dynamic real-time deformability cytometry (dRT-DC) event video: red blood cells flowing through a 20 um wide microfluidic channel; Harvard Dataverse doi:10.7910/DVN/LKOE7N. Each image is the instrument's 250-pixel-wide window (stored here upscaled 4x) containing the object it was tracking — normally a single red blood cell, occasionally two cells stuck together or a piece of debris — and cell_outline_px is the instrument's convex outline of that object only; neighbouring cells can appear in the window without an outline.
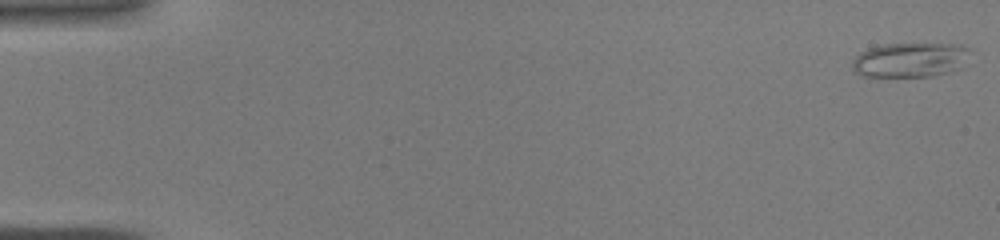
{"species": "common noctule bat (a hibernating species)", "species_latin": "Nyctalus noctula", "temperature_condition": "warm", "stored_images_in_passage": 44, "camera_frame_rate_fps": 3000, "um_per_image_px": 0.085, "animal": {"sex": "male", "body_mass_g": 19.0, "forearm_length_mm": 50.8}, "frame": {"image": 1, "passage_image": 1, "time_ms": 0.0, "image_size_px": [1000, 240], "cell_outline_px": [[972, 64], [952, 72], [932, 76], [860, 76], [852, 68], [852, 60], [860, 52], [868, 48], [884, 44], [960, 44], [968, 48]], "centroid_in_image_um": [77.46, 5.1], "position_along_channel_um": 7.5, "area_um2": 24.33}}
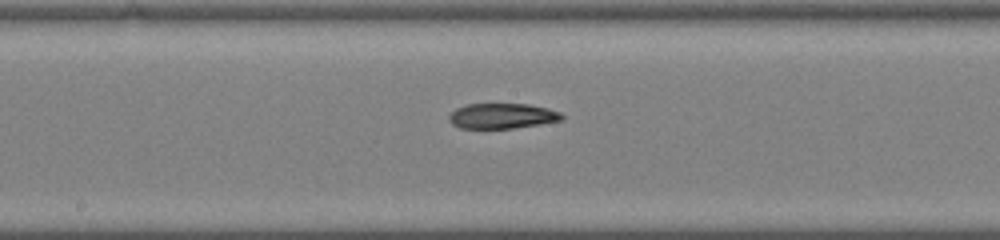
{"frame": {"image": 2, "passage_image": 24, "time_ms": 7.667, "image_size_px": [1000, 240], "cell_outline_px": [[564, 116], [560, 120], [540, 124], [512, 128], [460, 128], [452, 124], [448, 120], [448, 116], [456, 108], [468, 104], [528, 104], [548, 108], [560, 112]], "centroid_in_image_um": [42.66, 9.85], "position_along_channel_um": 205.5, "area_um2": 16.53}}
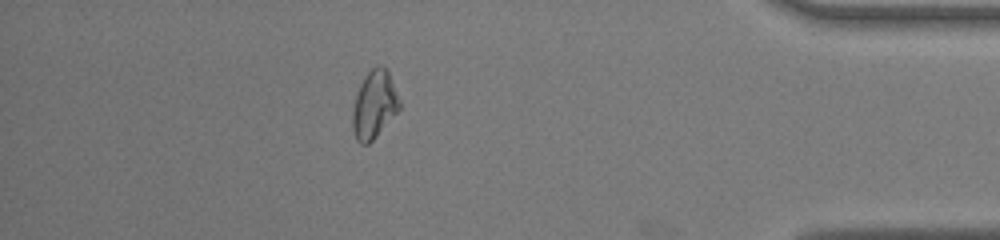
{"frame": {"image": 3, "passage_image": 39, "time_ms": 12.667, "image_size_px": [1000, 240], "cell_outline_px": [[400, 108], [376, 136], [368, 144], [360, 144], [356, 140], [352, 128], [352, 108], [360, 84], [364, 76], [376, 64], [380, 64], [388, 68], [400, 100]], "centroid_in_image_um": [31.81, 8.86], "position_along_channel_um": 403.4, "area_um2": 18.67}}